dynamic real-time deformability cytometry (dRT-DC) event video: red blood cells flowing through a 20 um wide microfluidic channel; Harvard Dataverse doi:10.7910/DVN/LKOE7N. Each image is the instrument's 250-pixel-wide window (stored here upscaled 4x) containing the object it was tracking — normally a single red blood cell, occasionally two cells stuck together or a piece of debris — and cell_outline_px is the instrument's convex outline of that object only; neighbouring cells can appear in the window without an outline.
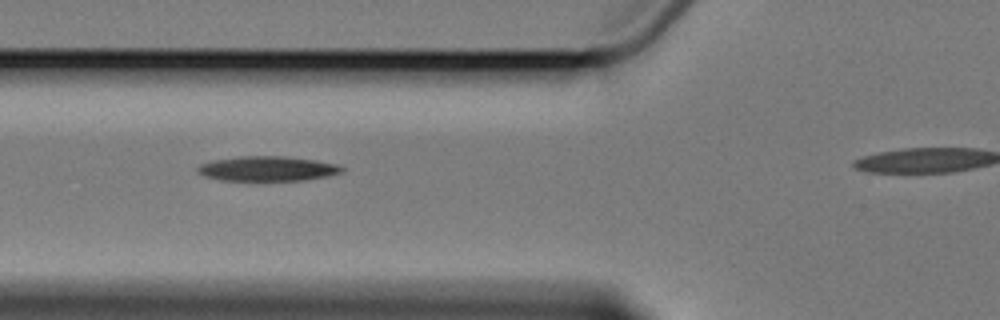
{"species": "Egyptian fruit bat (a non-hibernating species)", "species_latin": "Rousettus aegyptiacus", "temperature_condition": "cold", "stored_images_in_passage": 6, "camera_frame_rate_fps": 3000, "um_per_image_px": 0.085, "animal": {"sex": "female"}, "frame": {"image": 1, "passage_image": 3, "time_ms": 2.333, "image_size_px": [1000, 320], "cell_outline_px": [[344, 172], [328, 176], [304, 180], [220, 180], [204, 176], [196, 172], [196, 168], [200, 164], [212, 160], [240, 156], [284, 156], [316, 160], [336, 164], [344, 168]], "centroid_in_image_um": [22.72, 14.33], "position_along_channel_um": 103.1, "area_um2": 20.92}}
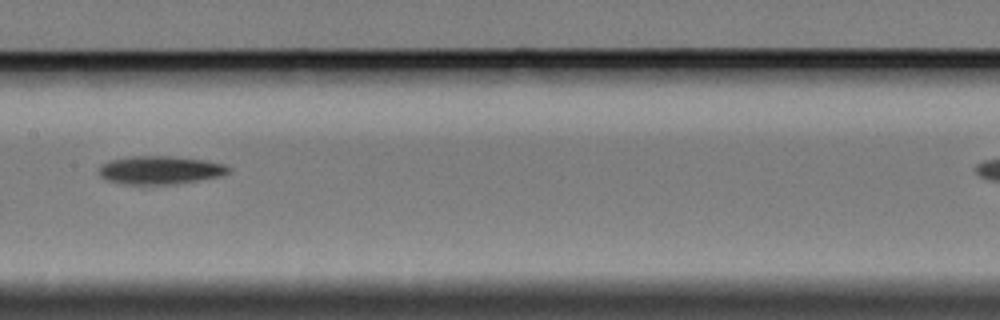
{"frame": {"image": 2, "passage_image": 5, "time_ms": 5.0, "image_size_px": [1000, 320], "cell_outline_px": [[232, 168], [228, 172], [220, 176], [176, 184], [120, 184], [104, 180], [100, 176], [96, 168], [100, 164], [108, 160], [132, 156], [172, 156], [204, 160], [224, 164]], "centroid_in_image_um": [13.52, 14.46], "position_along_channel_um": 193.9, "area_um2": 21.62}}
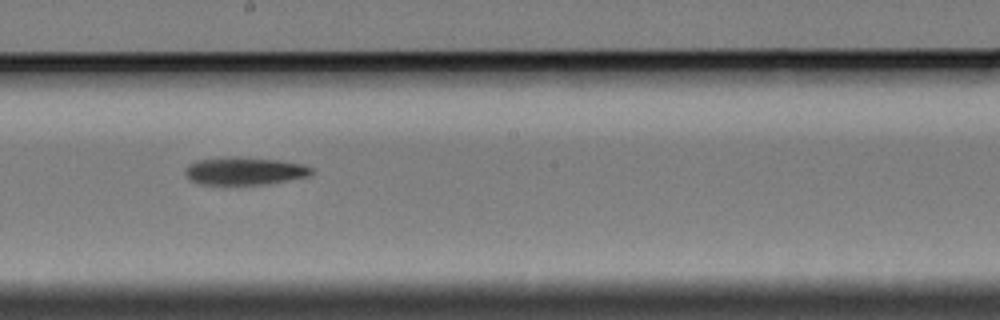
{"frame": {"image": 3, "passage_image": 6, "time_ms": 6.0, "image_size_px": [1000, 320], "cell_outline_px": [[316, 172], [308, 176], [264, 184], [200, 184], [188, 180], [184, 172], [184, 168], [188, 164], [196, 160], [280, 160], [304, 164], [316, 168]], "centroid_in_image_um": [20.83, 14.58], "position_along_channel_um": 227.4, "area_um2": 19.48}}